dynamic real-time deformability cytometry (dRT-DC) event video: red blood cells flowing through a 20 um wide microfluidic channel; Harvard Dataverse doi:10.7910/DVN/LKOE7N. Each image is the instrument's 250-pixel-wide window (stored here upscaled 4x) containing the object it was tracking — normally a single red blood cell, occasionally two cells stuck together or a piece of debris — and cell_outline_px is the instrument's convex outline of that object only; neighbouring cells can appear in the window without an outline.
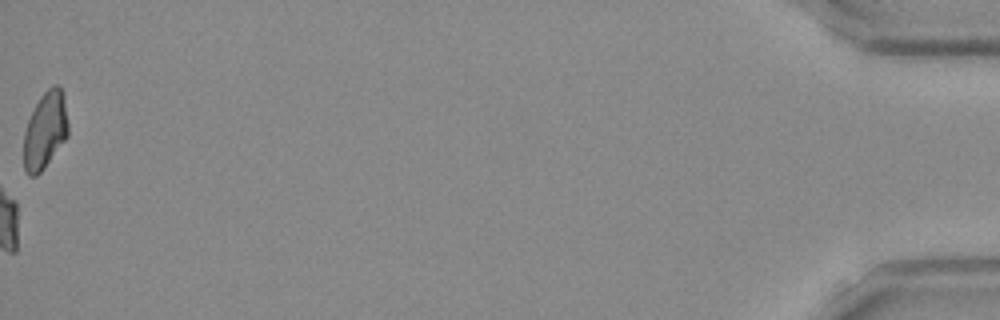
{"species": "Egyptian fruit bat (a non-hibernating species)", "species_latin": "Rousettus aegyptiacus", "temperature_condition": "room temperature", "stored_images_in_passage": 51, "camera_frame_rate_fps": 3000, "um_per_image_px": 0.085, "frame": {"image": 1, "passage_image": 51, "time_ms": 16.667, "image_size_px": [1000, 320], "cell_outline_px": [[68, 136], [44, 168], [36, 176], [28, 176], [24, 168], [24, 132], [28, 120], [40, 96], [52, 84], [56, 84], [64, 92], [68, 124]], "centroid_in_image_um": [3.85, 11.07], "position_along_channel_um": 431.4, "area_um2": 20.0}, "authors_computed_cell_mechanics": {"area_um2": 21.7906, "velocity_mm_per_s": 3.9602, "shape_relaxation_time_tau1_ms": 4.6223, "shape_relaxation_time_tau2_ms": 2.4997, "deformation_change_tau1": 0.1543, "deformation_change_tau2": 0.0717}}